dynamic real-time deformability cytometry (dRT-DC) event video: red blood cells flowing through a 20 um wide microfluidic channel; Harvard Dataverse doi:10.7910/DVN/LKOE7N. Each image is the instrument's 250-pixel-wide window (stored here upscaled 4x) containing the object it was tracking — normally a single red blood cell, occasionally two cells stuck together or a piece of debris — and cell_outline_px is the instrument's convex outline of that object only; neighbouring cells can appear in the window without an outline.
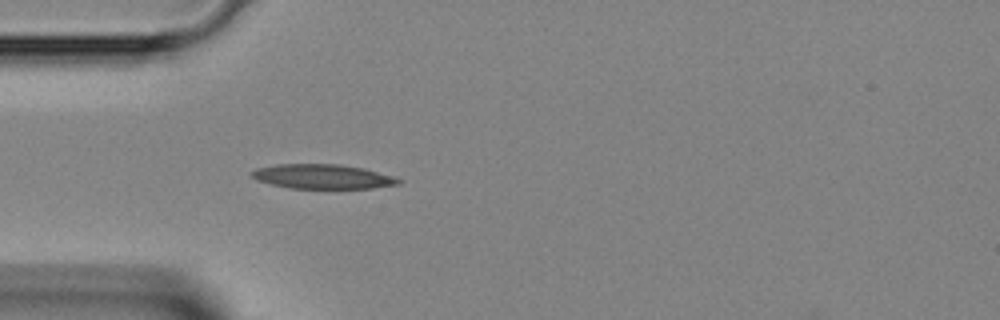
{"species": "Egyptian fruit bat (a non-hibernating species)", "species_latin": "Rousettus aegyptiacus", "temperature_condition": "room temperature", "stored_images_in_passage": 35, "camera_frame_rate_fps": 3000, "um_per_image_px": 0.085, "animal": {"sex": "female"}, "frame": {"image": 1, "passage_image": 4, "time_ms": 1.0, "image_size_px": [1000, 320], "cell_outline_px": [[404, 180], [400, 184], [372, 188], [288, 188], [256, 180], [248, 172], [256, 168], [276, 164], [336, 164], [364, 168], [392, 176]], "centroid_in_image_um": [27.4, 15.0], "position_along_channel_um": 57.6, "area_um2": 20.98}}
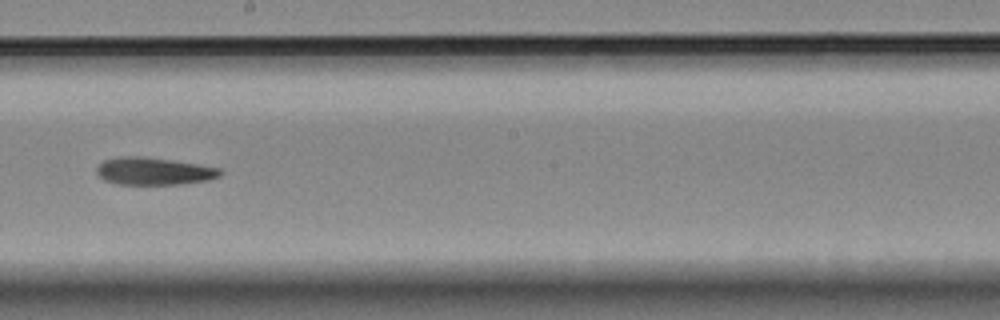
{"frame": {"image": 2, "passage_image": 16, "time_ms": 5.0, "image_size_px": [1000, 320], "cell_outline_px": [[224, 172], [220, 176], [208, 180], [180, 184], [120, 184], [104, 180], [96, 172], [96, 168], [104, 160], [124, 156], [136, 156], [172, 160], [220, 168]], "centroid_in_image_um": [13.1, 14.55], "position_along_channel_um": 235.1, "area_um2": 19.54}}
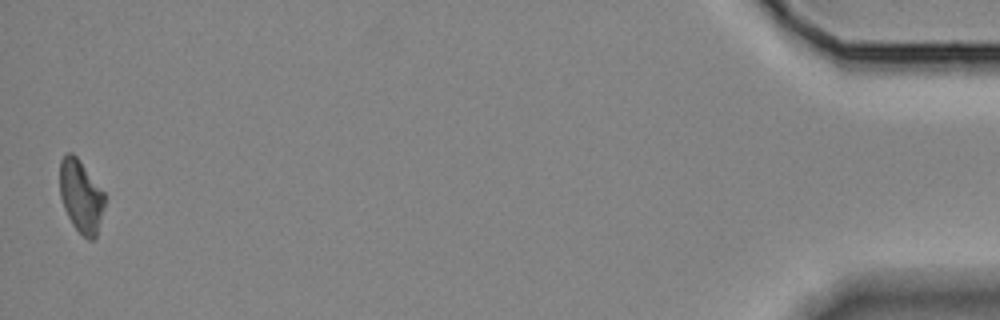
{"frame": {"image": 3, "passage_image": 35, "time_ms": 11.333, "image_size_px": [1000, 320], "cell_outline_px": [[104, 208], [96, 236], [92, 240], [88, 240], [72, 224], [64, 208], [60, 196], [60, 160], [64, 152], [72, 152], [80, 160], [104, 192]], "centroid_in_image_um": [6.87, 16.64], "position_along_channel_um": 428.3, "area_um2": 18.96}}